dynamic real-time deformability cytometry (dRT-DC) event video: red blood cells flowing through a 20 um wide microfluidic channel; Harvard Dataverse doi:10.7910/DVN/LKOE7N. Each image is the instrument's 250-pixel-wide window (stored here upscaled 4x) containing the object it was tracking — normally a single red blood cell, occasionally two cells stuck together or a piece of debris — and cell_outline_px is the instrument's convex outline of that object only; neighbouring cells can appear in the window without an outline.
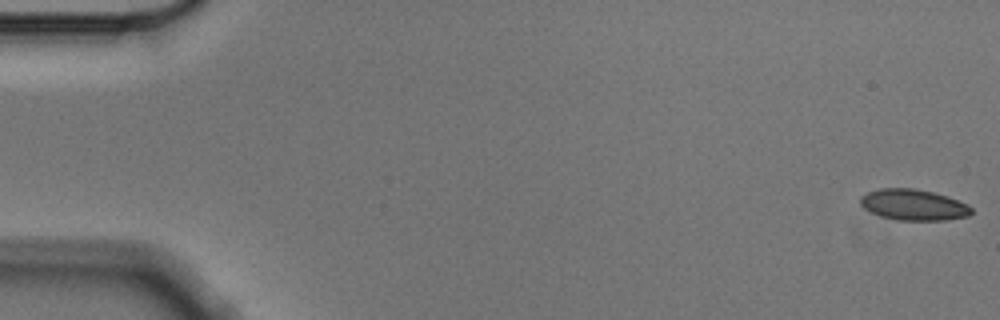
{"species": "Egyptian fruit bat (a non-hibernating species)", "species_latin": "Rousettus aegyptiacus", "temperature_condition": "cold", "stored_images_in_passage": 57, "camera_frame_rate_fps": 3000, "um_per_image_px": 0.085, "animal": {"sex": "male"}, "frame": {"image": 1, "passage_image": 1, "time_ms": 0.0, "image_size_px": [1000, 320], "cell_outline_px": [[972, 212], [968, 216], [944, 220], [896, 220], [880, 216], [864, 208], [860, 204], [860, 196], [868, 192], [880, 188], [912, 188], [932, 192], [948, 196], [968, 204], [972, 208]], "centroid_in_image_um": [77.64, 17.41], "position_along_channel_um": 7.4, "area_um2": 20.06}}
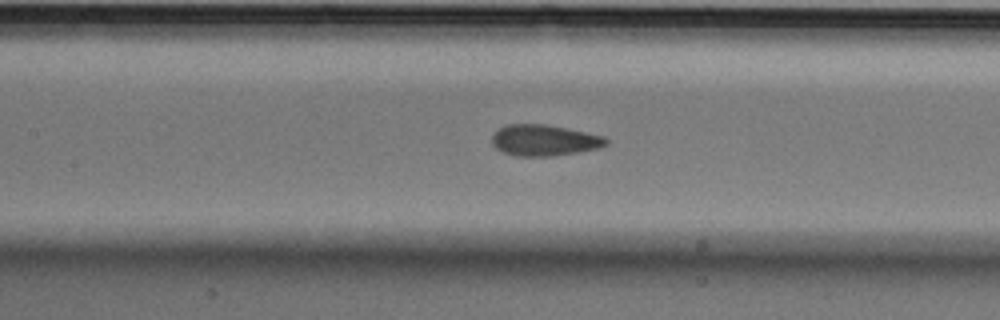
{"frame": {"image": 2, "passage_image": 26, "time_ms": 8.333, "image_size_px": [1000, 320], "cell_outline_px": [[608, 144], [600, 148], [552, 156], [516, 156], [504, 152], [496, 148], [492, 144], [492, 132], [508, 124], [544, 124], [604, 136], [608, 140]], "centroid_in_image_um": [46.24, 11.92], "position_along_channel_um": 161.2, "area_um2": 20.58}}
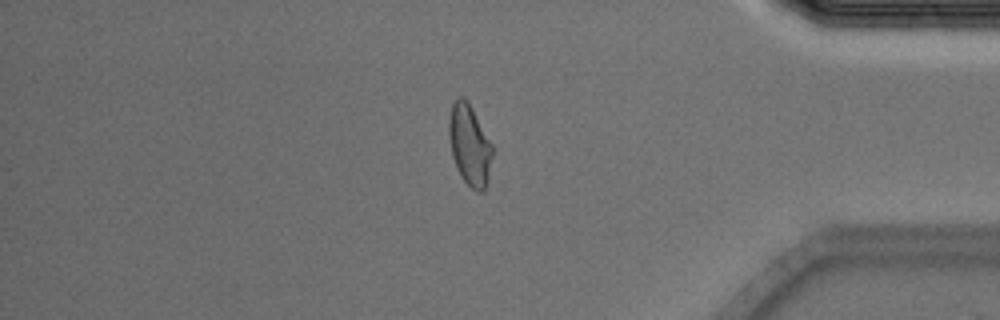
{"frame": {"image": 3, "passage_image": 48, "time_ms": 15.667, "image_size_px": [1000, 320], "cell_outline_px": [[492, 156], [488, 180], [484, 192], [476, 192], [460, 176], [456, 168], [452, 156], [448, 132], [448, 120], [452, 104], [460, 96], [464, 96], [468, 100], [492, 144]], "centroid_in_image_um": [39.91, 12.33], "position_along_channel_um": 395.3, "area_um2": 20.63}, "authors_computed_cell_mechanics": {"area_um2": 20.5768, "velocity_mm_per_s": 3.5587, "shape_relaxation_time_tau1_ms": 5.865, "shape_relaxation_time_tau2_ms": 1.0385, "deformation_change_tau1": 0.1329, "deformation_change_tau2": 0.0621}}